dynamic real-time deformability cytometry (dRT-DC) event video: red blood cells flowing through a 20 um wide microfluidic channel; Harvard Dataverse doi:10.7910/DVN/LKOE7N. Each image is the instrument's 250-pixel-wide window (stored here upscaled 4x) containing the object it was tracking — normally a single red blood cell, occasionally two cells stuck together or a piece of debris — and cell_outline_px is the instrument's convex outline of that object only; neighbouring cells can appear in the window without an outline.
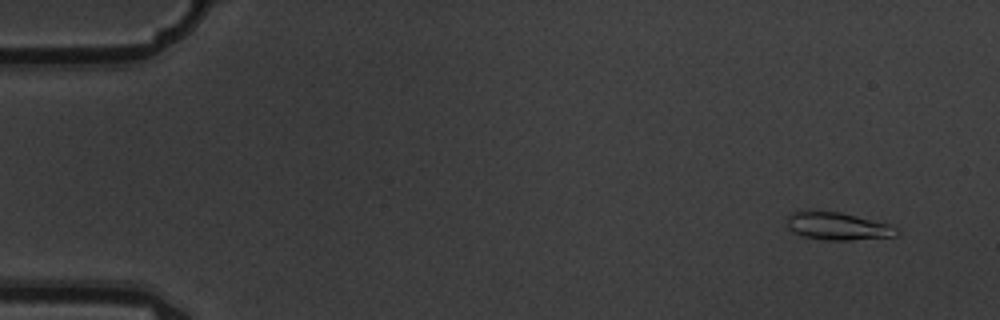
{"species": "common noctule bat (a hibernating species)", "species_latin": "Nyctalus noctula", "temperature_condition": "warm", "stored_images_in_passage": 6, "camera_frame_rate_fps": 3000, "um_per_image_px": 0.085, "animal": {"sex": "male", "body_mass_g": 19.5, "forearm_length_mm": 54.6}, "frame": {"image": 1, "passage_image": 1, "time_ms": 0.0, "image_size_px": [1000, 320], "cell_outline_px": [[900, 232], [896, 236], [848, 240], [824, 240], [800, 236], [792, 232], [788, 228], [788, 216], [792, 212], [840, 212], [888, 224], [896, 228]], "centroid_in_image_um": [71.19, 19.25], "position_along_channel_um": 13.8, "area_um2": 17.34}}
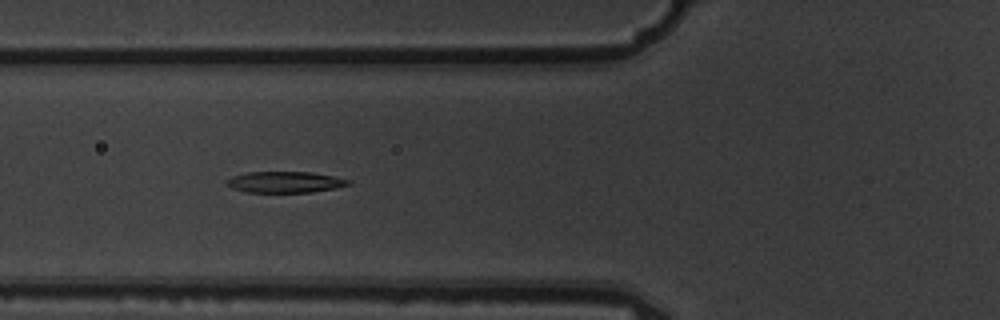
{"frame": {"image": 2, "passage_image": 6, "time_ms": 1.667, "image_size_px": [1000, 320], "cell_outline_px": [[352, 184], [336, 188], [312, 192], [244, 192], [232, 188], [224, 184], [224, 180], [232, 176], [244, 172], [312, 172], [352, 180]], "centroid_in_image_um": [24.19, 15.47], "position_along_channel_um": 101.6, "area_um2": 15.26}}